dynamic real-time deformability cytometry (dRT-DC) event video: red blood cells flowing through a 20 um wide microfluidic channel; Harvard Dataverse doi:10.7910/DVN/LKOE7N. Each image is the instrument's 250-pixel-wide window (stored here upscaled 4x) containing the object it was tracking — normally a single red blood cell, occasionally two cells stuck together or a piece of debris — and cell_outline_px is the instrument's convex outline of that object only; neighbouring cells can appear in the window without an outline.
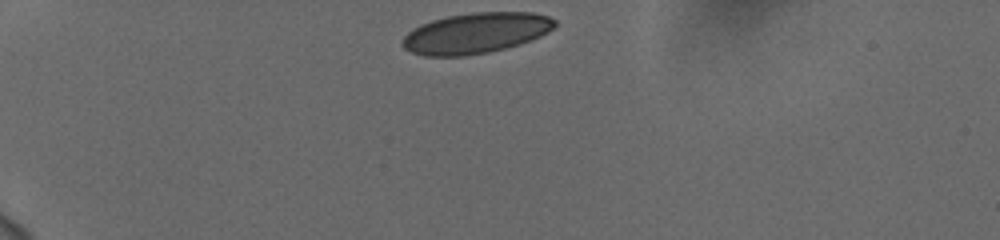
{"species": "human", "species_latin": "Homo sapiens", "temperature_condition": "cold", "stored_images_in_passage": 36, "camera_frame_rate_fps": 3000, "um_per_image_px": 0.085, "donor": {"sex": "female"}, "frame": {"image": 1, "passage_image": 1, "time_ms": 0.0, "image_size_px": [1000, 240], "cell_outline_px": [[556, 24], [548, 32], [532, 40], [520, 44], [488, 52], [464, 56], [424, 56], [412, 52], [404, 48], [400, 44], [404, 36], [412, 28], [420, 24], [432, 20], [448, 16], [472, 12], [532, 12], [548, 16], [556, 20]], "centroid_in_image_um": [40.42, 2.81], "position_along_channel_um": 44.6, "area_um2": 36.18}}
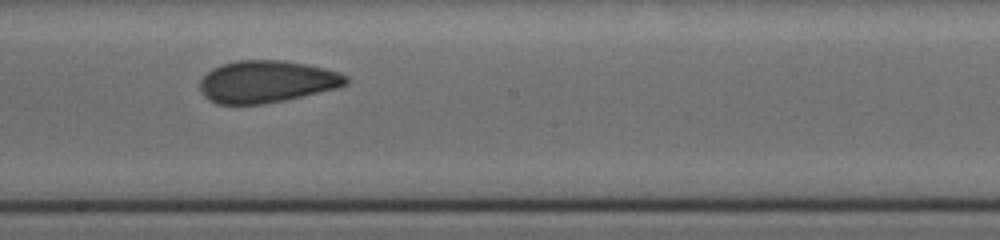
{"frame": {"image": 2, "passage_image": 20, "time_ms": 6.333, "image_size_px": [1000, 240], "cell_outline_px": [[348, 84], [340, 88], [284, 100], [260, 104], [216, 104], [208, 100], [200, 92], [200, 80], [212, 68], [224, 64], [240, 60], [284, 60], [324, 68], [340, 72], [348, 76]], "centroid_in_image_um": [22.69, 6.94], "position_along_channel_um": 225.5, "area_um2": 35.95}}
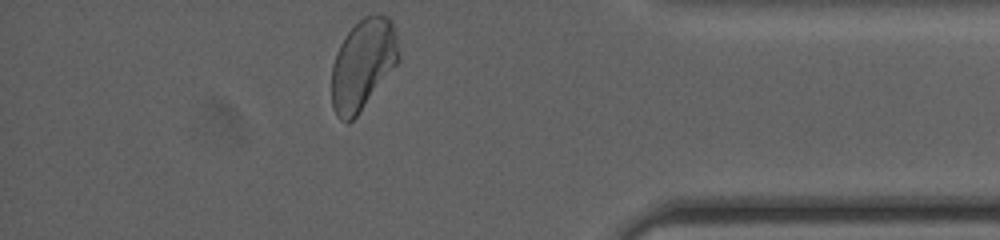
{"frame": {"image": 3, "passage_image": 36, "time_ms": 11.667, "image_size_px": [1000, 240], "cell_outline_px": [[400, 60], [356, 116], [348, 124], [340, 120], [336, 116], [332, 108], [332, 64], [336, 52], [340, 44], [348, 32], [364, 16], [372, 12], [376, 12], [388, 16], [392, 20], [400, 52]], "centroid_in_image_um": [30.85, 5.45], "position_along_channel_um": 404.4, "area_um2": 35.6}, "authors_computed_cell_mechanics": {"area_um2": 36.4429, "velocity_mm_per_s": 3.746, "shape_relaxation_time_tau1_ms": 9.4103, "shape_relaxation_time_tau2_ms": 1.4276, "deformation_change_tau1": 0.1565, "deformation_change_tau2": 0.0734}}